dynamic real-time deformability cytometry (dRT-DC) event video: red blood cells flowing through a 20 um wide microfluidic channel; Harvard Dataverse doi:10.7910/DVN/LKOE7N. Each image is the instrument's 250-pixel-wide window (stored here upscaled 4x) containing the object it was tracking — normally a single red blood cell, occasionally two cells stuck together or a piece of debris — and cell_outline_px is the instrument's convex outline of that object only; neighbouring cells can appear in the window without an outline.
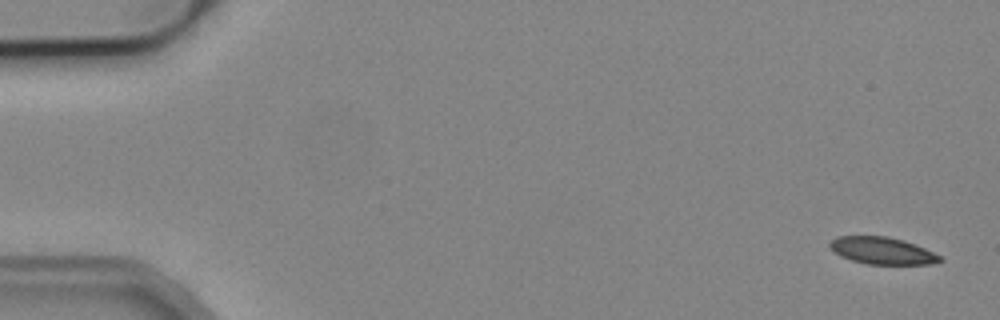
{"species": "common noctule bat (a hibernating species)", "species_latin": "Nyctalus noctula", "temperature_condition": "cold", "stored_images_in_passage": 5, "camera_frame_rate_fps": 3000, "um_per_image_px": 0.085, "animal": {"sex": "male", "body_mass_g": 19.2, "forearm_length_mm": 51.8}, "frame": {"image": 1, "passage_image": 1, "time_ms": 0.0, "image_size_px": [1000, 320], "cell_outline_px": [[944, 260], [932, 264], [868, 264], [852, 260], [840, 256], [828, 244], [836, 236], [888, 236], [904, 240], [924, 248], [940, 256]], "centroid_in_image_um": [75.0, 21.3], "position_along_channel_um": 10.0, "area_um2": 17.22}}
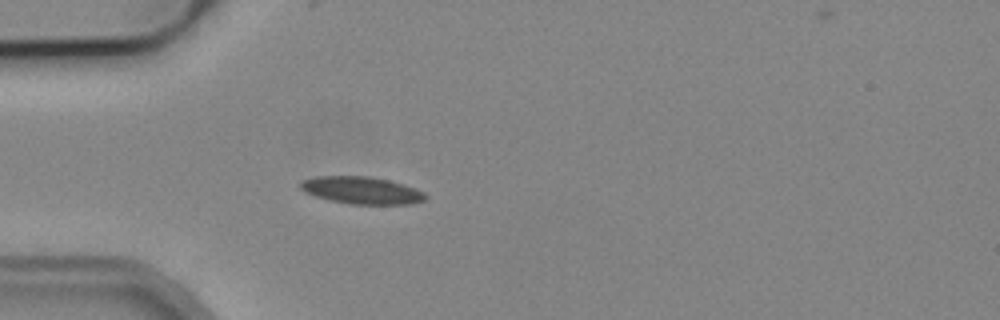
{"frame": {"image": 2, "passage_image": 5, "time_ms": 4.667, "image_size_px": [1000, 320], "cell_outline_px": [[428, 196], [424, 200], [408, 204], [348, 204], [316, 196], [304, 192], [300, 188], [300, 180], [316, 176], [368, 176], [388, 180], [404, 184], [424, 192]], "centroid_in_image_um": [30.72, 16.17], "position_along_channel_um": 54.3, "area_um2": 19.83}}